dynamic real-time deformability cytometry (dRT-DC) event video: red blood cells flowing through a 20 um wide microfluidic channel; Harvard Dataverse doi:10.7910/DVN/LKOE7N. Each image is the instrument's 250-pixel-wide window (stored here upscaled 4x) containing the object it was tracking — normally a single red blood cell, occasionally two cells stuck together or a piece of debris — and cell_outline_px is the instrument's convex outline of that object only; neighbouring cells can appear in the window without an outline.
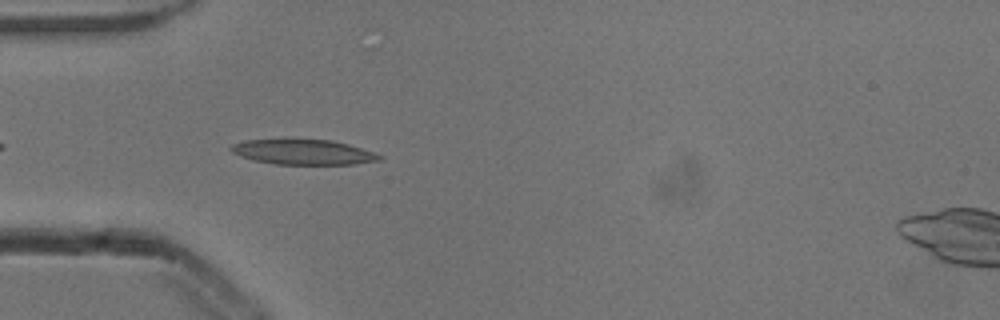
{"species": "common noctule bat (a hibernating species)", "species_latin": "Nyctalus noctula", "temperature_condition": "cold", "stored_images_in_passage": 8, "camera_frame_rate_fps": 3000, "um_per_image_px": 0.085, "animal": {"sex": "male", "body_mass_g": 13.3}, "frame": {"image": 1, "passage_image": 4, "time_ms": 1.0, "image_size_px": [1000, 320], "cell_outline_px": [[384, 156], [380, 160], [356, 164], [276, 164], [252, 160], [240, 156], [232, 152], [228, 148], [232, 144], [244, 140], [332, 140], [348, 144], [376, 152]], "centroid_in_image_um": [25.8, 12.93], "position_along_channel_um": 59.2, "area_um2": 21.68}}
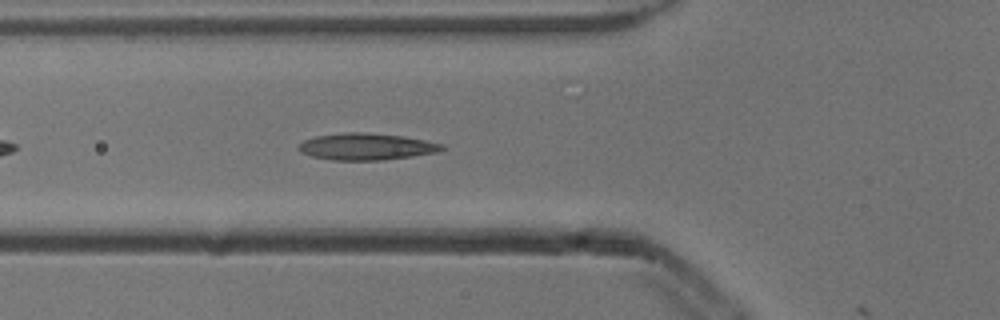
{"frame": {"image": 2, "passage_image": 7, "time_ms": 2.0, "image_size_px": [1000, 320], "cell_outline_px": [[444, 148], [436, 152], [412, 156], [384, 160], [332, 160], [312, 156], [300, 152], [296, 148], [304, 140], [316, 136], [344, 132], [368, 132], [404, 136], [444, 144]], "centroid_in_image_um": [31.12, 12.45], "position_along_channel_um": 94.7, "area_um2": 22.37}}